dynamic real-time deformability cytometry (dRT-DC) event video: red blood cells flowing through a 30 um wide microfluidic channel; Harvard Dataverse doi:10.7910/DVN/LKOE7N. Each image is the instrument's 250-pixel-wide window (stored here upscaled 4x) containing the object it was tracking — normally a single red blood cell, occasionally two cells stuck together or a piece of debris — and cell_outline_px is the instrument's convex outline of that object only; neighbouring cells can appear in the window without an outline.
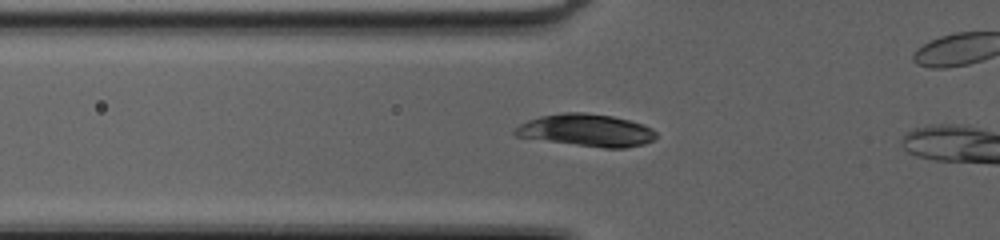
{"species": "common noctule bat (a hibernating species)", "species_latin": "Nyctalus noctula", "temperature_condition": "cold", "stored_images_in_passage": 35, "camera_frame_rate_fps": 3000, "um_per_image_px": 0.085, "animal": {"sex": "female", "body_mass_g": 20.0, "forearm_length_mm": 54.0}, "frame": {"image": 1, "passage_image": 9, "time_ms": 2.667, "image_size_px": [1000, 240], "cell_outline_px": [[656, 136], [652, 140], [644, 144], [624, 148], [604, 148], [516, 136], [512, 132], [520, 124], [528, 120], [540, 116], [564, 112], [584, 112], [612, 116], [644, 124], [652, 128], [656, 132]], "centroid_in_image_um": [49.87, 11.06], "position_along_channel_um": 75.9, "area_um2": 26.36}}
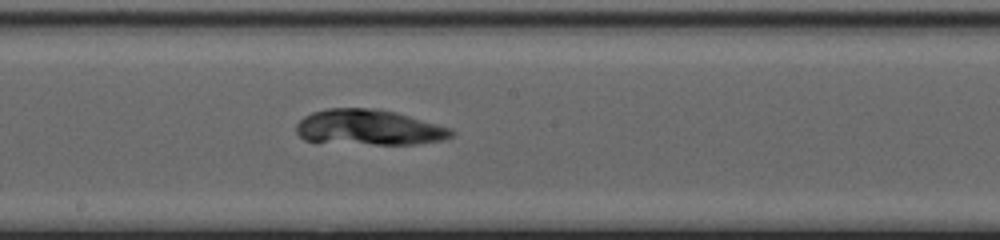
{"frame": {"image": 2, "passage_image": 19, "time_ms": 6.0, "image_size_px": [1000, 240], "cell_outline_px": [[456, 132], [452, 136], [440, 140], [416, 144], [376, 144], [304, 140], [296, 132], [296, 124], [304, 116], [312, 112], [328, 108], [376, 108], [396, 112], [452, 128]], "centroid_in_image_um": [31.37, 10.82], "position_along_channel_um": 216.8, "area_um2": 31.91}}
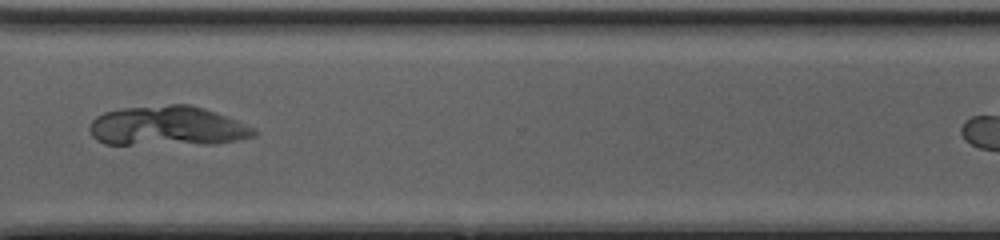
{"frame": {"image": 3, "passage_image": 29, "time_ms": 9.333, "image_size_px": [1000, 240], "cell_outline_px": [[256, 136], [216, 144], [104, 144], [96, 140], [92, 136], [88, 128], [92, 120], [96, 116], [104, 112], [124, 108], [168, 104], [192, 104], [216, 112], [256, 128]], "centroid_in_image_um": [14.23, 10.72], "position_along_channel_um": 356.4, "area_um2": 38.38}}